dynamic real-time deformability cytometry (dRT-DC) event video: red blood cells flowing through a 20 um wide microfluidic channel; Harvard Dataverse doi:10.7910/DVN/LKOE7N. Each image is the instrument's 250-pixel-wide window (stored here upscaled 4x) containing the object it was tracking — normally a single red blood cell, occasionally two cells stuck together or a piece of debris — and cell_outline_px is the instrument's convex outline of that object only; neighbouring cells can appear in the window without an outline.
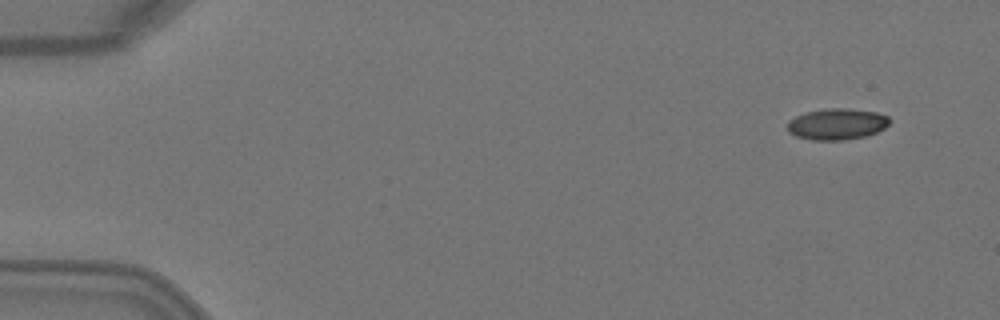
{"species": "Egyptian fruit bat (a non-hibernating species)", "species_latin": "Rousettus aegyptiacus", "temperature_condition": "warm", "stored_images_in_passage": 4, "camera_frame_rate_fps": 3000, "um_per_image_px": 0.085, "animal": {"sex": "female"}, "frame": {"image": 1, "passage_image": 1, "time_ms": 0.0, "image_size_px": [1000, 320], "cell_outline_px": [[888, 124], [884, 128], [876, 132], [864, 136], [844, 140], [812, 140], [796, 136], [788, 132], [788, 120], [804, 112], [828, 108], [848, 108], [876, 112], [888, 116]], "centroid_in_image_um": [71.1, 10.54], "position_along_channel_um": 13.9, "area_um2": 18.55}}
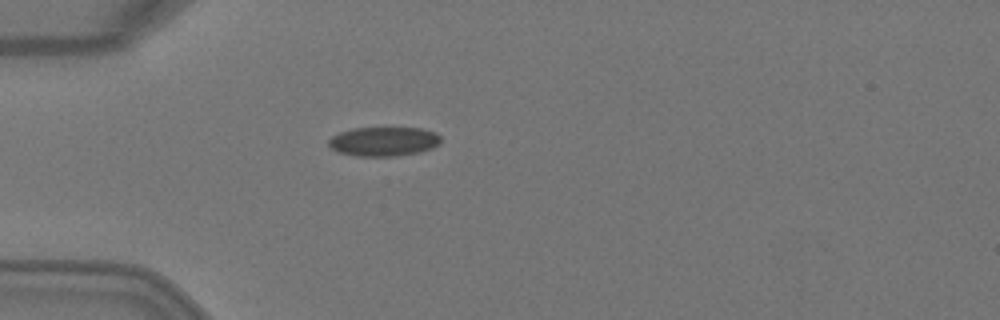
{"frame": {"image": 2, "passage_image": 4, "time_ms": 1.0, "image_size_px": [1000, 320], "cell_outline_px": [[440, 144], [432, 148], [420, 152], [396, 156], [356, 156], [340, 152], [332, 148], [328, 144], [328, 140], [332, 136], [340, 132], [352, 128], [420, 128], [436, 132], [440, 136]], "centroid_in_image_um": [32.63, 12.02], "position_along_channel_um": 52.4, "area_um2": 19.13}}